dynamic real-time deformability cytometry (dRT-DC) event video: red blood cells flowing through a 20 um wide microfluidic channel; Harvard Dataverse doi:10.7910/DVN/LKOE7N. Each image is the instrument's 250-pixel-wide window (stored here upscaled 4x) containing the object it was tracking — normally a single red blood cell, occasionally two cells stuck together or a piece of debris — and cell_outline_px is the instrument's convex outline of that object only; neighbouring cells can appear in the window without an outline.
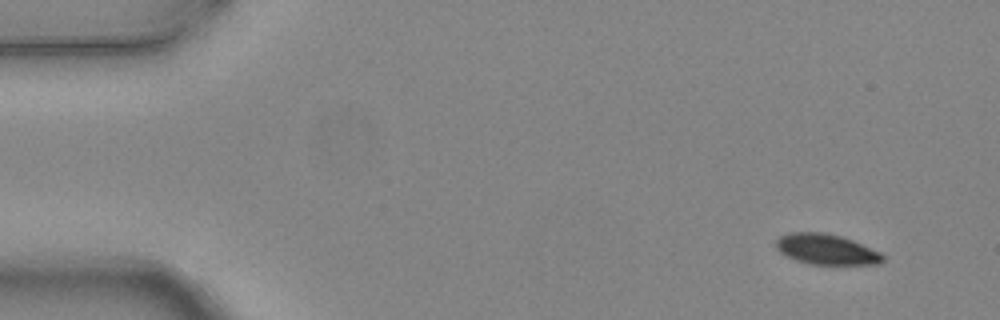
{"species": "common noctule bat (a hibernating species)", "species_latin": "Nyctalus noctula", "temperature_condition": "warm", "stored_images_in_passage": 6, "camera_frame_rate_fps": 3000, "um_per_image_px": 0.085, "animal": {"sex": "female", "body_mass_g": 24.6, "forearm_length_mm": 56.2}, "frame": {"image": 1, "passage_image": 1, "time_ms": 0.0, "image_size_px": [1000, 320], "cell_outline_px": [[884, 260], [880, 264], [808, 264], [796, 260], [780, 252], [776, 248], [776, 240], [780, 236], [792, 232], [820, 232], [840, 236], [852, 240], [880, 252], [884, 256]], "centroid_in_image_um": [70.23, 21.19], "position_along_channel_um": 14.8, "area_um2": 18.79}}
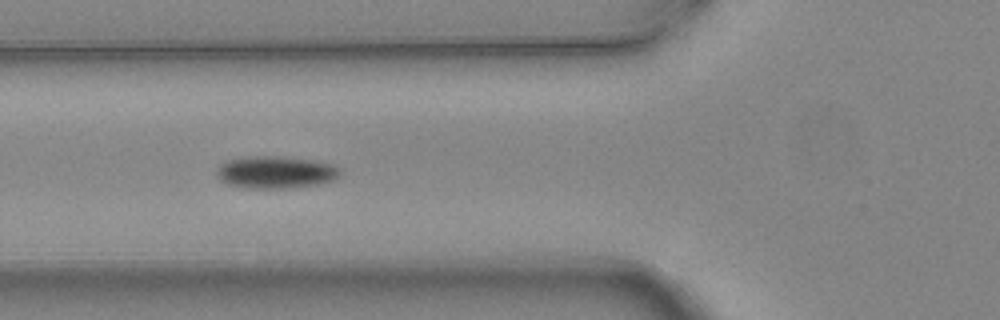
{"frame": {"image": 2, "passage_image": 5, "time_ms": 1.333, "image_size_px": [1000, 320], "cell_outline_px": [[340, 172], [332, 180], [320, 184], [288, 188], [248, 188], [228, 184], [220, 180], [216, 176], [216, 168], [224, 160], [244, 156], [284, 156], [312, 160], [332, 164], [340, 168]], "centroid_in_image_um": [23.36, 14.62], "position_along_channel_um": 102.4, "area_um2": 23.47}}
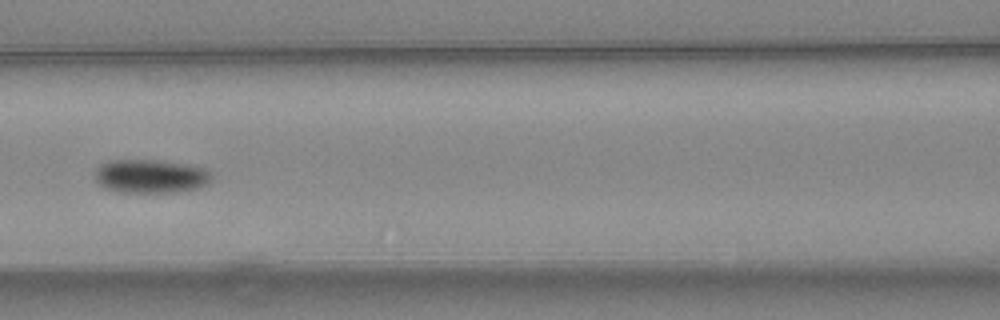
{"frame": {"image": 3, "passage_image": 6, "time_ms": 1.667, "image_size_px": [1000, 320], "cell_outline_px": [[212, 176], [208, 184], [196, 188], [176, 192], [120, 192], [104, 188], [96, 180], [96, 168], [100, 164], [112, 160], [160, 160], [192, 164], [208, 168], [212, 172]], "centroid_in_image_um": [12.86, 14.96], "position_along_channel_um": 153.7, "area_um2": 23.18}}